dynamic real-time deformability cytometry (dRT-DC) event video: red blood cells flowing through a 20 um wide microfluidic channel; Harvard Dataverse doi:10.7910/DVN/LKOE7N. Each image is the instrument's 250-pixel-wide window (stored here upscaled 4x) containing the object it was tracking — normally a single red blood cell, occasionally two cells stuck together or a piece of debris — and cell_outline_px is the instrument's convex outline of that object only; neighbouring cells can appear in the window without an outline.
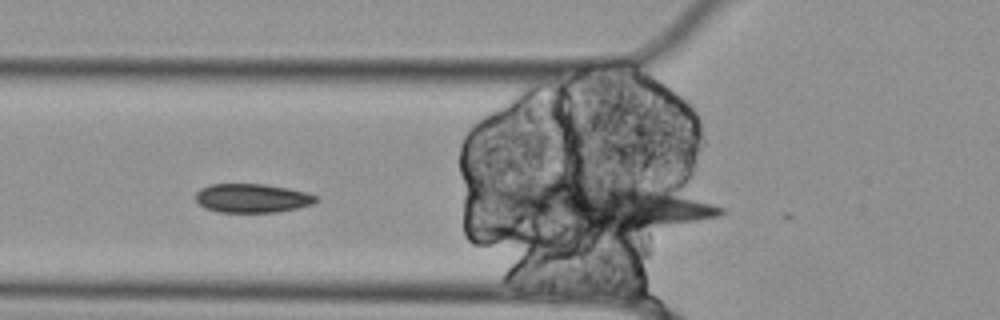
{"species": "Egyptian fruit bat (a non-hibernating species)", "species_latin": "Rousettus aegyptiacus", "temperature_condition": "cold", "stored_images_in_passage": 15, "segment_of_instrument_passage": [2, 2], "camera_frame_rate_fps": 3000, "um_per_image_px": 0.085, "animal": {"sex": "female"}, "frame": {"image": 1, "passage_image": 13, "time_ms": 4.0, "image_size_px": [1000, 320], "cell_outline_px": [[316, 200], [312, 204], [296, 208], [276, 212], [216, 212], [204, 208], [196, 200], [196, 192], [200, 188], [212, 184], [264, 184], [288, 188], [304, 192], [316, 196]], "centroid_in_image_um": [21.38, 16.84], "position_along_channel_um": 104.4, "area_um2": 20.11}}